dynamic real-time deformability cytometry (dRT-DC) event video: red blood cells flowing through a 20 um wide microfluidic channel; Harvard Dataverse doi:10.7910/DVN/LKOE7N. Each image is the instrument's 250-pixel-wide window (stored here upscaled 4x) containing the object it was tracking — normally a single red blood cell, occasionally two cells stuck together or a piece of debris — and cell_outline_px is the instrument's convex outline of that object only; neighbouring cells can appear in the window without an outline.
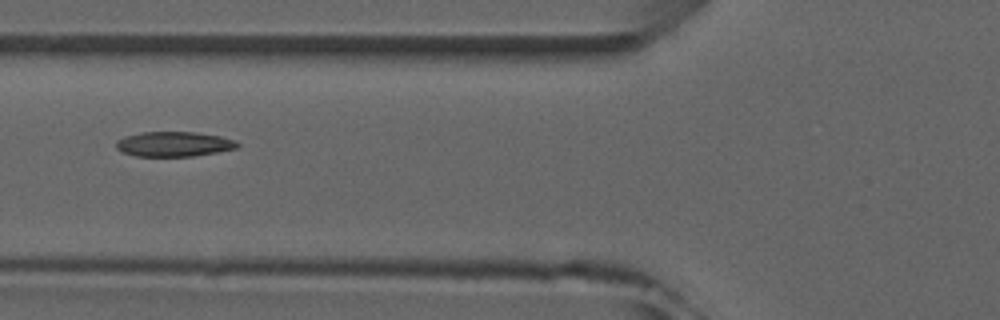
{"species": "common noctule bat (a hibernating species)", "species_latin": "Nyctalus noctula", "temperature_condition": "room temperature", "stored_images_in_passage": 6, "camera_frame_rate_fps": 3000, "um_per_image_px": 0.085, "animal": {"sex": "male", "forearm_length_mm": 52.5}, "frame": {"image": 1, "passage_image": 6, "time_ms": 5.667, "image_size_px": [1000, 320], "cell_outline_px": [[240, 148], [192, 156], [136, 156], [120, 152], [116, 148], [116, 140], [124, 136], [140, 132], [196, 132], [220, 136], [236, 140], [240, 144]], "centroid_in_image_um": [14.78, 12.24], "position_along_channel_um": 111.0, "area_um2": 17.8}}